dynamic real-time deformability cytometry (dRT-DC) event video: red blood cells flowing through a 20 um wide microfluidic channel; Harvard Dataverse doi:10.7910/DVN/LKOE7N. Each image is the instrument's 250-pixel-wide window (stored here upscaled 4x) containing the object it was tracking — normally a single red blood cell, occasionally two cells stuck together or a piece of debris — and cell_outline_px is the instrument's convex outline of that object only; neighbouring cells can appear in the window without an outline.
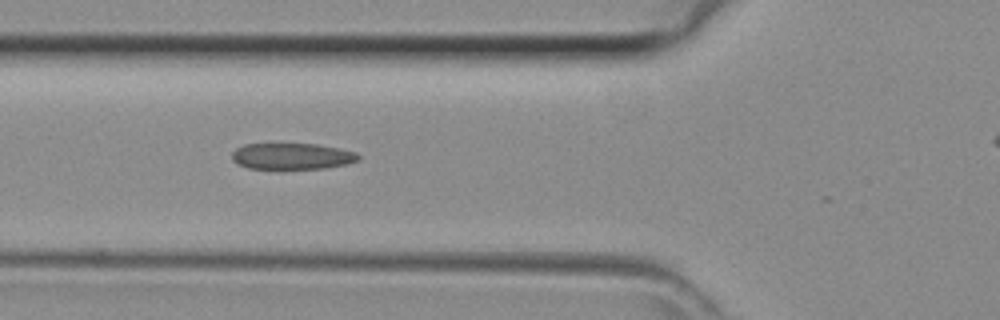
{"species": "common noctule bat (a hibernating species)", "species_latin": "Nyctalus noctula", "temperature_condition": "room temperature", "stored_images_in_passage": 18, "camera_frame_rate_fps": 3000, "um_per_image_px": 0.085, "animal": {"sex": "female", "body_mass_g": 29.2, "forearm_length_mm": 56.3}, "frame": {"image": 1, "passage_image": 15, "time_ms": 4.667, "image_size_px": [1000, 320], "cell_outline_px": [[360, 160], [348, 164], [324, 168], [248, 168], [232, 160], [232, 152], [236, 148], [244, 144], [316, 144], [340, 148], [356, 152], [360, 156]], "centroid_in_image_um": [24.86, 13.27], "position_along_channel_um": 100.9, "area_um2": 19.25}}
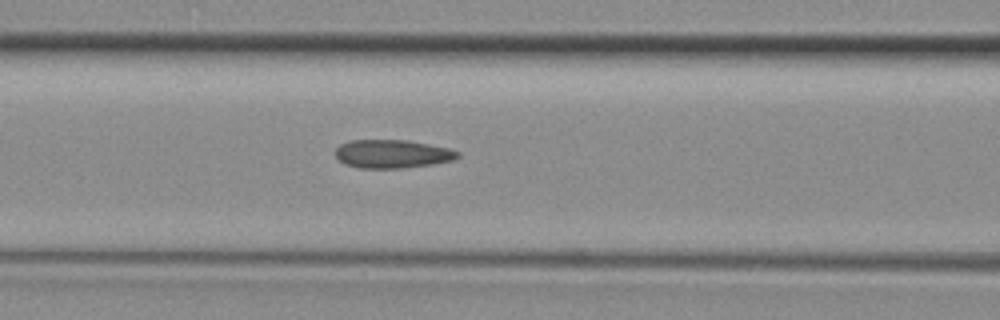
{"frame": {"image": 2, "passage_image": 17, "time_ms": 5.333, "image_size_px": [1000, 320], "cell_outline_px": [[460, 156], [452, 160], [432, 164], [400, 168], [360, 168], [344, 164], [336, 156], [336, 148], [340, 144], [352, 140], [408, 140], [448, 148], [460, 152]], "centroid_in_image_um": [33.34, 13.08], "position_along_channel_um": 133.3, "area_um2": 20.11}}